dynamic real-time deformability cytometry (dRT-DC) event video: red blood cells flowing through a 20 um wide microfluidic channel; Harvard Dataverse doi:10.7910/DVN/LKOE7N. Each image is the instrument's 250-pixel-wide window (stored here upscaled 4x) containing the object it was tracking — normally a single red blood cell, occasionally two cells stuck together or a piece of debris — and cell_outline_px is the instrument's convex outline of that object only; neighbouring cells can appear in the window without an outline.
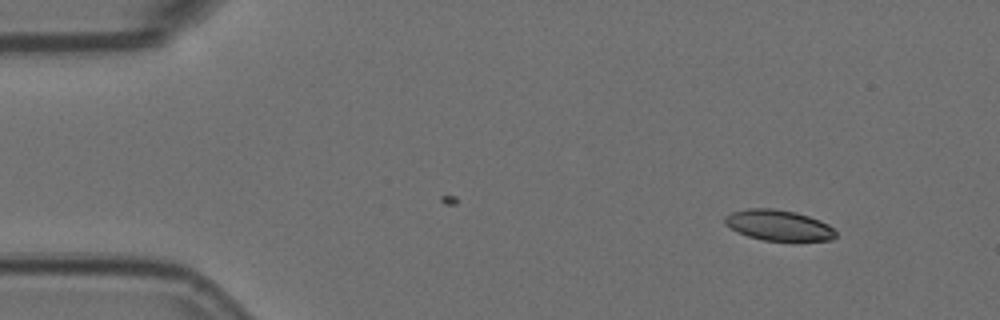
{"species": "Egyptian fruit bat (a non-hibernating species)", "species_latin": "Rousettus aegyptiacus", "temperature_condition": "room temperature", "stored_images_in_passage": 4, "camera_frame_rate_fps": 3000, "um_per_image_px": 0.085, "animal": {"sex": "female"}, "frame": {"image": 1, "passage_image": 1, "time_ms": 0.0, "image_size_px": [1000, 320], "cell_outline_px": [[836, 236], [832, 240], [796, 244], [792, 244], [764, 240], [748, 236], [736, 232], [724, 224], [724, 216], [732, 212], [748, 208], [772, 208], [796, 212], [820, 220], [828, 224], [836, 232]], "centroid_in_image_um": [66.22, 19.2], "position_along_channel_um": 18.8, "area_um2": 20.81}}
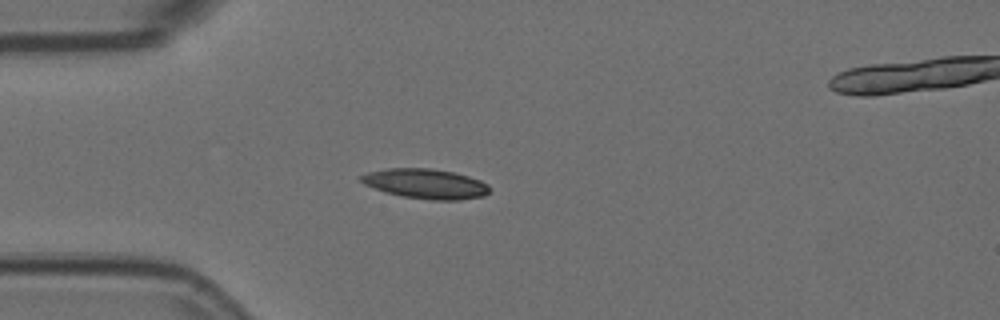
{"frame": {"image": 2, "passage_image": 3, "time_ms": 0.667, "image_size_px": [1000, 320], "cell_outline_px": [[492, 188], [484, 196], [460, 200], [428, 200], [404, 196], [388, 192], [364, 184], [360, 180], [360, 176], [368, 172], [388, 168], [432, 168], [456, 172], [480, 180], [488, 184]], "centroid_in_image_um": [36.24, 15.61], "position_along_channel_um": 48.8, "area_um2": 22.37}}